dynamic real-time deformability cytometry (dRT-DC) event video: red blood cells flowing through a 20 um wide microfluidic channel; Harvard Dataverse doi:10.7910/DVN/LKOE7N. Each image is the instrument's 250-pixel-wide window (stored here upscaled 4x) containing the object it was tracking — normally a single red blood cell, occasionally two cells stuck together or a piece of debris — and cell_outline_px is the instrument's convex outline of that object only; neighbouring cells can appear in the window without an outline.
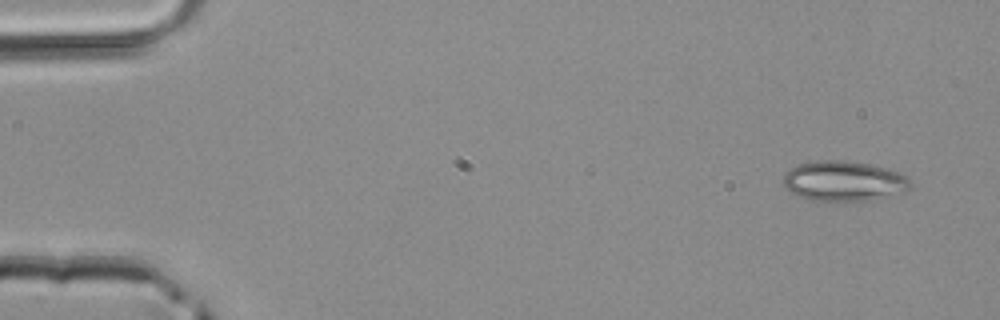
{"species": "common noctule bat (a hibernating species)", "species_latin": "Nyctalus noctula", "temperature_condition": "room temperature", "stored_images_in_passage": 5, "camera_frame_rate_fps": 3000, "um_per_image_px": 0.085, "animal": {"sex": "male", "body_mass_g": 20.4}, "frame": {"image": 1, "passage_image": 1, "time_ms": 0.0, "image_size_px": [1000, 320], "cell_outline_px": [[912, 188], [904, 192], [872, 200], [844, 204], [812, 200], [800, 196], [784, 188], [780, 180], [784, 172], [800, 164], [816, 160], [848, 160], [872, 164], [888, 168], [900, 172], [908, 176], [912, 184]], "centroid_in_image_um": [71.74, 15.42], "position_along_channel_um": 13.3, "area_um2": 31.04}}
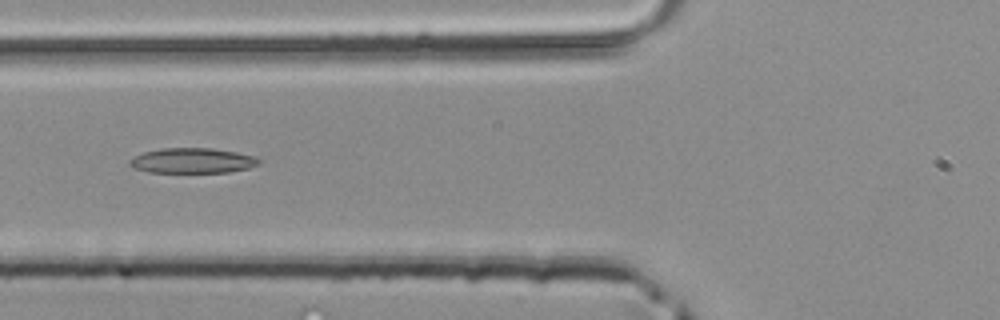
{"frame": {"image": 2, "passage_image": 5, "time_ms": 1.333, "image_size_px": [1000, 320], "cell_outline_px": [[260, 164], [248, 168], [228, 172], [148, 172], [132, 168], [128, 164], [128, 160], [144, 152], [160, 148], [212, 148], [236, 152], [256, 156], [260, 160]], "centroid_in_image_um": [16.35, 13.65], "position_along_channel_um": 109.5, "area_um2": 19.02}}